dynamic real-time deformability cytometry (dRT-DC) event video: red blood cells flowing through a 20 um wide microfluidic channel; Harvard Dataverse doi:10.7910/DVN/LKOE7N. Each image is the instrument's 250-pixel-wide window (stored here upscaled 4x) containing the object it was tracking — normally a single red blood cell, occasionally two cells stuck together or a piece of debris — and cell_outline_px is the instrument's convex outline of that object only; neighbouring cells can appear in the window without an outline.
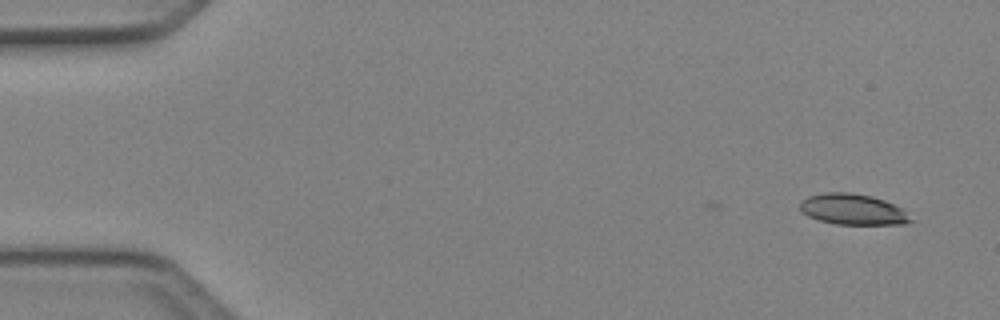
{"species": "Egyptian fruit bat (a non-hibernating species)", "species_latin": "Rousettus aegyptiacus", "temperature_condition": "cold", "stored_images_in_passage": 5, "camera_frame_rate_fps": 3000, "um_per_image_px": 0.085, "animal": {"sex": "female"}, "frame": {"image": 1, "passage_image": 1, "time_ms": 0.0, "image_size_px": [1000, 320], "cell_outline_px": [[916, 220], [904, 224], [836, 224], [820, 220], [808, 216], [800, 208], [800, 200], [808, 196], [824, 192], [852, 192], [872, 196], [884, 200], [900, 208]], "centroid_in_image_um": [72.49, 17.79], "position_along_channel_um": 12.5, "area_um2": 19.88}}
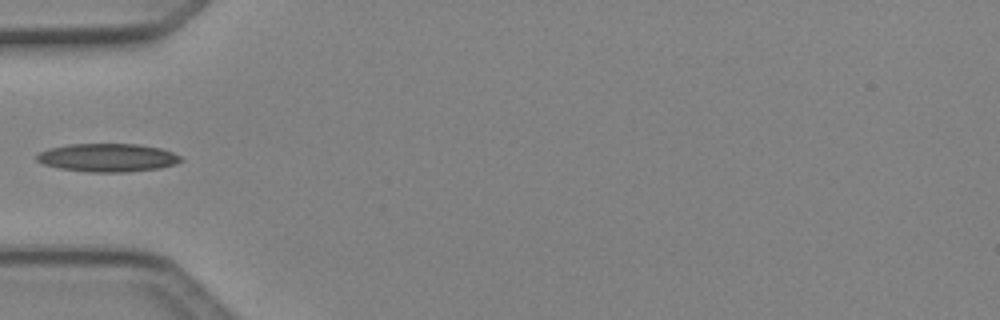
{"frame": {"image": 2, "passage_image": 4, "time_ms": 1.0, "image_size_px": [1000, 320], "cell_outline_px": [[184, 160], [176, 164], [160, 168], [128, 172], [88, 172], [60, 168], [44, 164], [36, 160], [36, 156], [40, 152], [48, 148], [68, 144], [136, 144], [160, 148], [172, 152], [180, 156]], "centroid_in_image_um": [9.16, 13.4], "position_along_channel_um": 75.8, "area_um2": 23.76}}
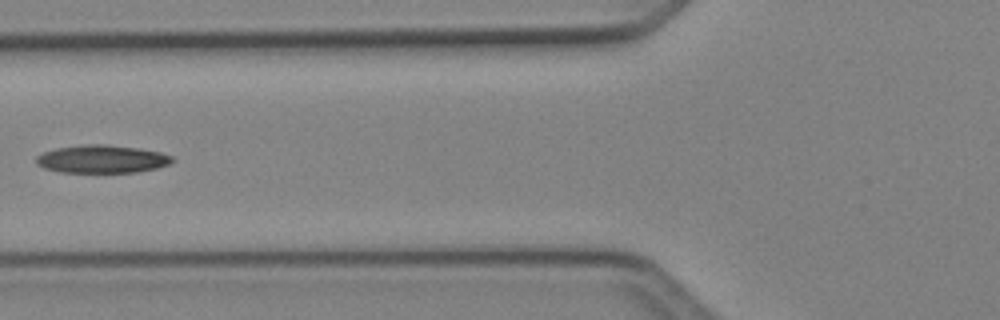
{"frame": {"image": 3, "passage_image": 5, "time_ms": 1.333, "image_size_px": [1000, 320], "cell_outline_px": [[176, 160], [168, 164], [156, 168], [136, 172], [60, 172], [44, 168], [36, 164], [36, 156], [44, 152], [56, 148], [80, 144], [108, 144], [140, 148], [160, 152], [172, 156]], "centroid_in_image_um": [8.66, 13.51], "position_along_channel_um": 117.1, "area_um2": 22.31}}